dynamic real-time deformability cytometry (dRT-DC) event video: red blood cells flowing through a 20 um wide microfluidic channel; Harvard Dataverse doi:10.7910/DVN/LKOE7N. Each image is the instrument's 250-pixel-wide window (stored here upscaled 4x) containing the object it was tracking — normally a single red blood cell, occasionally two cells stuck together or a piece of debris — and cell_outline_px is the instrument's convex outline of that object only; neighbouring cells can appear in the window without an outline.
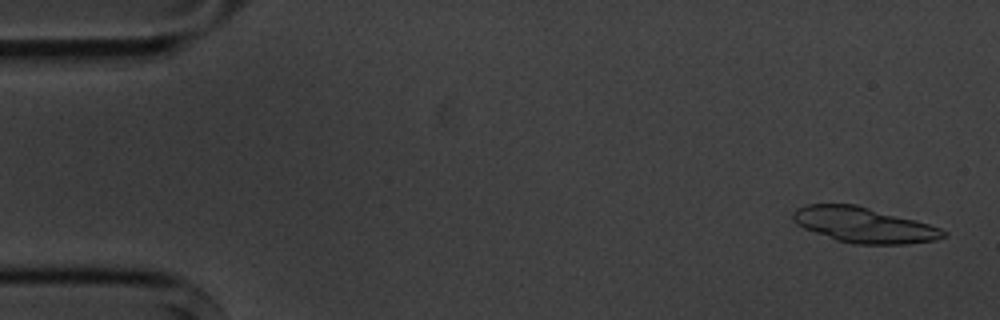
{"species": "common noctule bat (a hibernating species)", "species_latin": "Nyctalus noctula", "temperature_condition": "cold", "stored_images_in_passage": 4, "camera_frame_rate_fps": 3000, "um_per_image_px": 0.085, "animal": {"sex": "male", "body_mass_g": 20.1, "forearm_length_mm": 53.5}, "frame": {"image": 1, "passage_image": 1, "time_ms": 0.0, "image_size_px": [1000, 320], "cell_outline_px": [[948, 236], [936, 240], [908, 244], [856, 244], [836, 240], [804, 228], [796, 224], [792, 220], [792, 212], [796, 208], [804, 204], [856, 204], [916, 220], [940, 228], [948, 232]], "centroid_in_image_um": [73.42, 19.12], "position_along_channel_um": 11.6, "area_um2": 31.15}}